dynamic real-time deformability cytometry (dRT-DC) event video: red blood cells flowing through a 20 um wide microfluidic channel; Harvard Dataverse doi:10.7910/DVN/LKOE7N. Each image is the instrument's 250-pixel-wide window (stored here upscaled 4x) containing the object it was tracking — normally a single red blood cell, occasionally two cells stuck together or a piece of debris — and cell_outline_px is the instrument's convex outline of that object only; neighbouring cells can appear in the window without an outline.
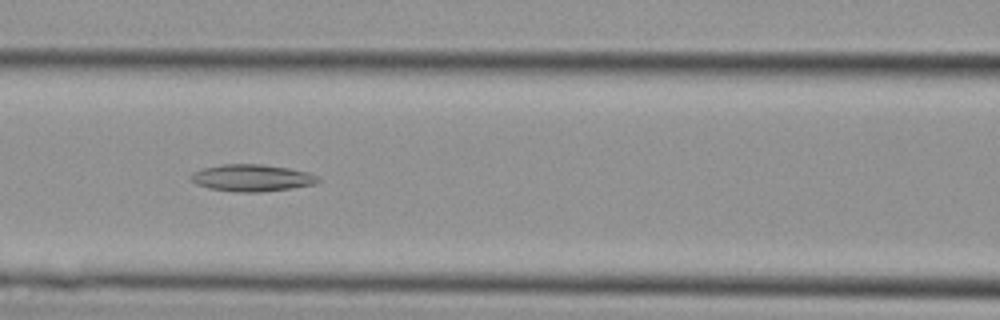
{"species": "Egyptian fruit bat (a non-hibernating species)", "species_latin": "Rousettus aegyptiacus", "temperature_condition": "cold", "stored_images_in_passage": 29, "camera_frame_rate_fps": 3000, "um_per_image_px": 0.085, "animal": {"sex": "female"}, "frame": {"image": 1, "passage_image": 14, "time_ms": 4.333, "image_size_px": [1000, 320], "cell_outline_px": [[320, 180], [312, 184], [292, 188], [260, 192], [236, 192], [208, 188], [196, 184], [188, 176], [192, 172], [204, 168], [220, 164], [264, 164], [288, 168], [308, 172], [316, 176]], "centroid_in_image_um": [21.36, 15.11], "position_along_channel_um": 145.2, "area_um2": 19.94}}
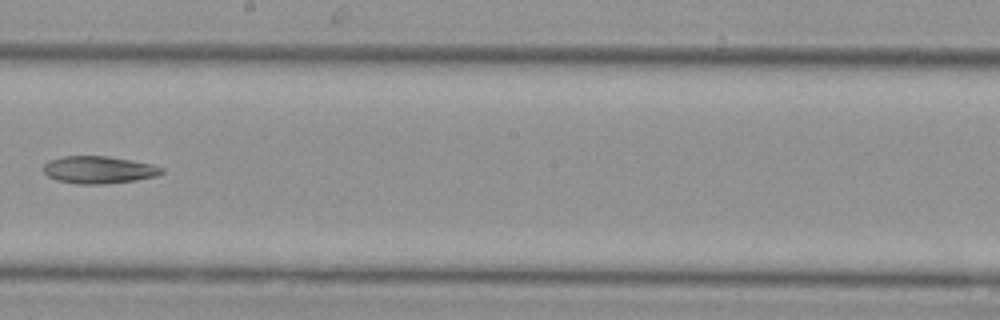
{"frame": {"image": 2, "passage_image": 19, "time_ms": 6.0, "image_size_px": [1000, 320], "cell_outline_px": [[164, 172], [156, 176], [136, 180], [104, 184], [76, 184], [56, 180], [48, 176], [44, 172], [44, 164], [48, 160], [64, 156], [108, 156], [152, 164], [164, 168]], "centroid_in_image_um": [8.39, 14.43], "position_along_channel_um": 239.8, "area_um2": 18.9}}
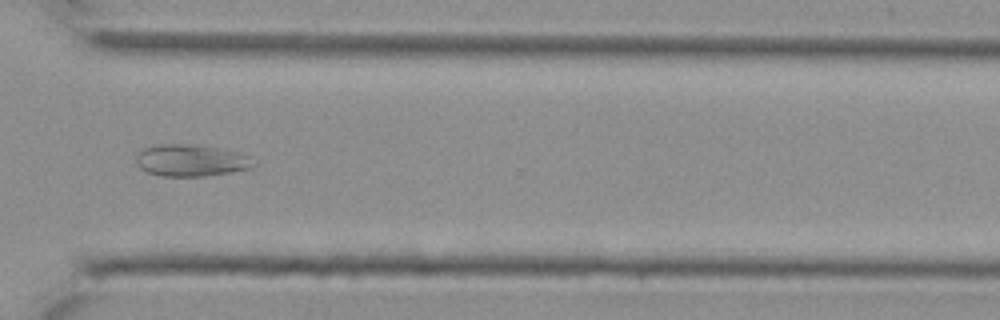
{"frame": {"image": 3, "passage_image": 25, "time_ms": 8.0, "image_size_px": [1000, 320], "cell_outline_px": [[256, 164], [252, 168], [208, 176], [160, 176], [148, 172], [140, 168], [136, 164], [136, 156], [144, 148], [160, 144], [188, 144], [216, 148], [248, 156]], "centroid_in_image_um": [16.19, 13.65], "position_along_channel_um": 354.4, "area_um2": 21.5}}